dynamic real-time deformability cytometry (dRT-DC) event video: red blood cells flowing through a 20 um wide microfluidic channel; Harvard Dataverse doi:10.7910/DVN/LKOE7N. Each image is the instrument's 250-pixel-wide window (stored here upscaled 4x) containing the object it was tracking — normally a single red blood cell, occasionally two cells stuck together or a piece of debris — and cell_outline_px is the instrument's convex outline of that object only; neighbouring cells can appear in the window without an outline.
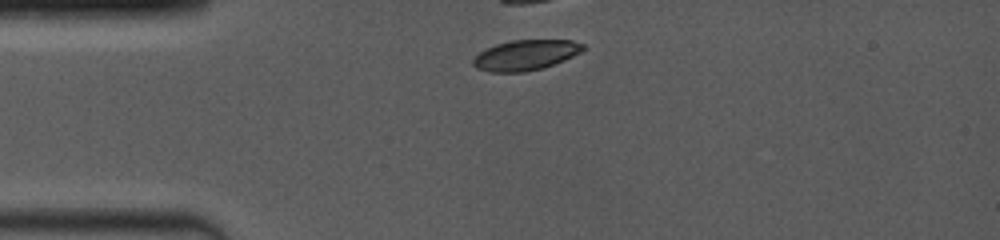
{"species": "common noctule bat (a hibernating species)", "species_latin": "Nyctalus noctula", "temperature_condition": "room temperature", "stored_images_in_passage": 15, "camera_frame_rate_fps": 4000, "um_per_image_px": 0.085, "animal": {"sex": "female", "body_mass_g": 19.0, "forearm_length_mm": 53.3}, "frame": {"image": 1, "passage_image": 1, "time_ms": 0.0, "image_size_px": [1000, 240], "cell_outline_px": [[584, 48], [580, 52], [564, 60], [544, 68], [524, 72], [488, 72], [476, 68], [472, 64], [472, 60], [480, 52], [496, 44], [512, 40], [572, 40], [584, 44]], "centroid_in_image_um": [44.66, 4.69], "position_along_channel_um": 40.3, "area_um2": 19.36}}